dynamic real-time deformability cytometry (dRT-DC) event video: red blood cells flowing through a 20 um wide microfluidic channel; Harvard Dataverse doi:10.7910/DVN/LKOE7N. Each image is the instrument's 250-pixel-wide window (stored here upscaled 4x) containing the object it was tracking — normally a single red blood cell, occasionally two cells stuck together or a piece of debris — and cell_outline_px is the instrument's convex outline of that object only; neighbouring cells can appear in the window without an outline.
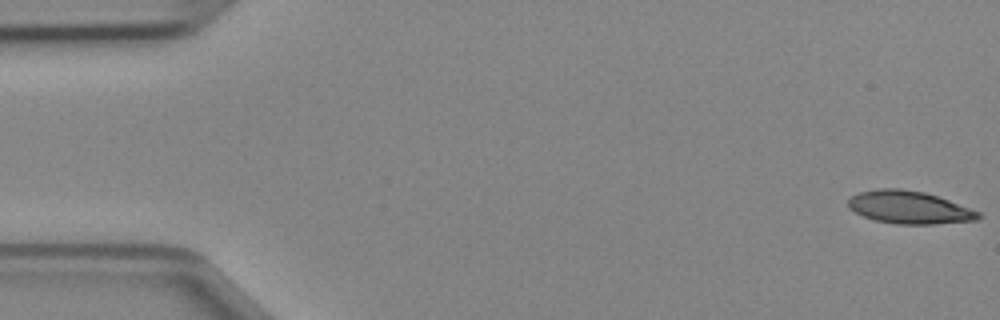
{"species": "Egyptian fruit bat (a non-hibernating species)", "species_latin": "Rousettus aegyptiacus", "temperature_condition": "cold", "stored_images_in_passage": 47, "camera_frame_rate_fps": 3000, "um_per_image_px": 0.085, "animal": {"sex": "female"}, "frame": {"image": 1, "passage_image": 1, "time_ms": 0.0, "image_size_px": [1000, 320], "cell_outline_px": [[980, 216], [976, 220], [932, 224], [896, 224], [876, 220], [864, 216], [848, 208], [848, 200], [852, 196], [860, 192], [880, 188], [900, 188], [924, 192], [948, 200], [980, 212]], "centroid_in_image_um": [77.26, 17.62], "position_along_channel_um": 7.7, "area_um2": 24.51}}
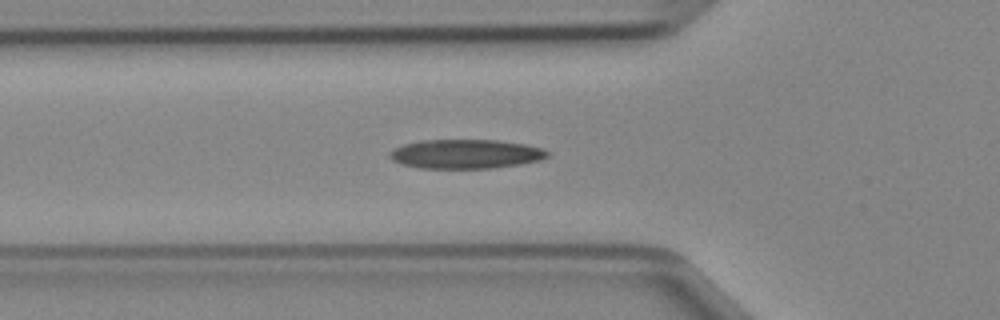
{"frame": {"image": 2, "passage_image": 16, "time_ms": 5.0, "image_size_px": [1000, 320], "cell_outline_px": [[548, 156], [540, 160], [520, 164], [492, 168], [420, 168], [404, 164], [392, 160], [388, 156], [388, 152], [392, 148], [404, 144], [420, 140], [496, 140], [524, 144], [544, 148], [548, 152]], "centroid_in_image_um": [39.56, 13.08], "position_along_channel_um": 86.2, "area_um2": 26.88}}
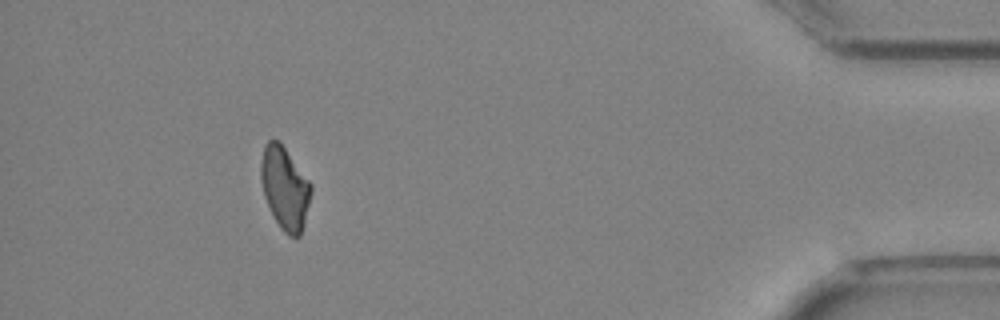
{"frame": {"image": 3, "passage_image": 43, "time_ms": 14.0, "image_size_px": [1000, 320], "cell_outline_px": [[312, 192], [304, 224], [300, 236], [288, 236], [280, 228], [264, 196], [260, 180], [260, 164], [264, 144], [268, 140], [280, 140], [312, 184]], "centroid_in_image_um": [24.21, 15.94], "position_along_channel_um": 411.0, "area_um2": 24.33}}